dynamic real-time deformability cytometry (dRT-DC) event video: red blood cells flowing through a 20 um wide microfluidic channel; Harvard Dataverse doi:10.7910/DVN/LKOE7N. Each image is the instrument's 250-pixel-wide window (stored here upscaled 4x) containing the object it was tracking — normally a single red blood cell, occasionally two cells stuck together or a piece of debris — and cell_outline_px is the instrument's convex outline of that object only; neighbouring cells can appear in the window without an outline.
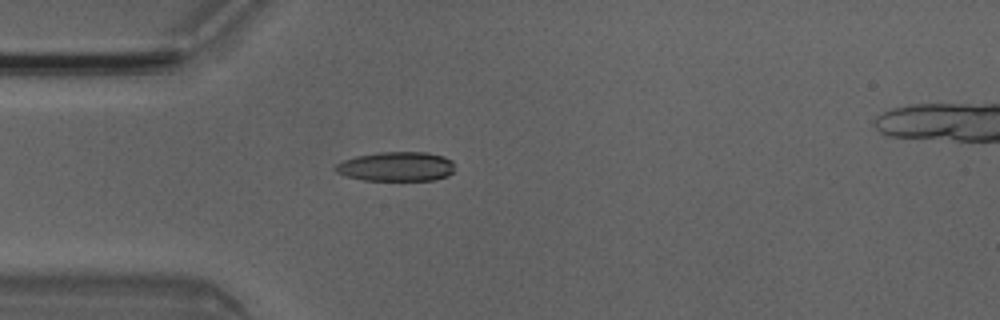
{"species": "Egyptian fruit bat (a non-hibernating species)", "species_latin": "Rousettus aegyptiacus", "temperature_condition": "room temperature", "stored_images_in_passage": 3, "camera_frame_rate_fps": 3000, "um_per_image_px": 0.085, "animal": {"sex": "male"}, "frame": {"image": 1, "passage_image": 3, "time_ms": 0.667, "image_size_px": [1000, 320], "cell_outline_px": [[452, 172], [448, 176], [436, 180], [364, 180], [348, 176], [336, 172], [332, 168], [336, 164], [344, 160], [356, 156], [376, 152], [428, 152], [444, 156], [452, 160]], "centroid_in_image_um": [33.68, 14.15], "position_along_channel_um": 51.3, "area_um2": 20.52}}